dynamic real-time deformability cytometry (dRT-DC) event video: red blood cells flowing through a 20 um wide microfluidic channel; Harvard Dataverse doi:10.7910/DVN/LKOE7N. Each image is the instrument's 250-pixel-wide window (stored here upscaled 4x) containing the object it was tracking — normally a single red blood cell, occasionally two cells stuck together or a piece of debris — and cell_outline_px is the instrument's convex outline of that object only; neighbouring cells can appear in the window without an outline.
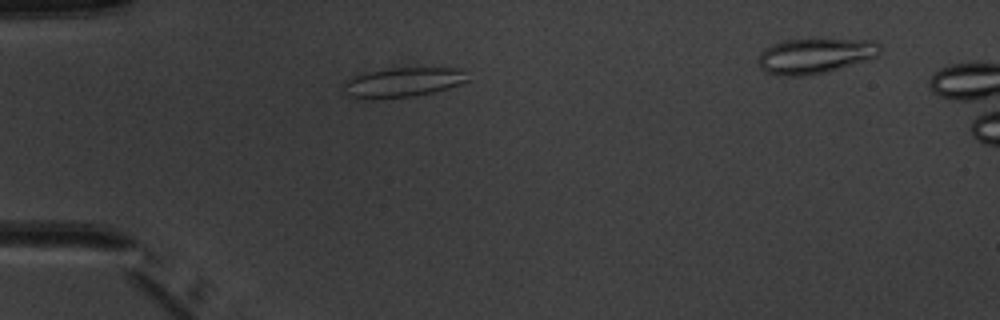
{"species": "common noctule bat (a hibernating species)", "species_latin": "Nyctalus noctula", "temperature_condition": "warm", "stored_images_in_passage": 2, "camera_frame_rate_fps": 3000, "um_per_image_px": 0.085, "animal": {"sex": "male", "body_mass_g": 20.1, "forearm_length_mm": 53.5}, "frame": {"image": 1, "passage_image": 1, "time_ms": 0.0, "image_size_px": [1000, 320], "cell_outline_px": [[468, 80], [460, 84], [448, 88], [432, 92], [412, 96], [380, 100], [364, 100], [348, 96], [344, 88], [344, 80], [352, 76], [368, 72], [388, 68], [456, 68], [464, 72]], "centroid_in_image_um": [34.15, 7.02], "position_along_channel_um": 50.8, "area_um2": 21.56}}